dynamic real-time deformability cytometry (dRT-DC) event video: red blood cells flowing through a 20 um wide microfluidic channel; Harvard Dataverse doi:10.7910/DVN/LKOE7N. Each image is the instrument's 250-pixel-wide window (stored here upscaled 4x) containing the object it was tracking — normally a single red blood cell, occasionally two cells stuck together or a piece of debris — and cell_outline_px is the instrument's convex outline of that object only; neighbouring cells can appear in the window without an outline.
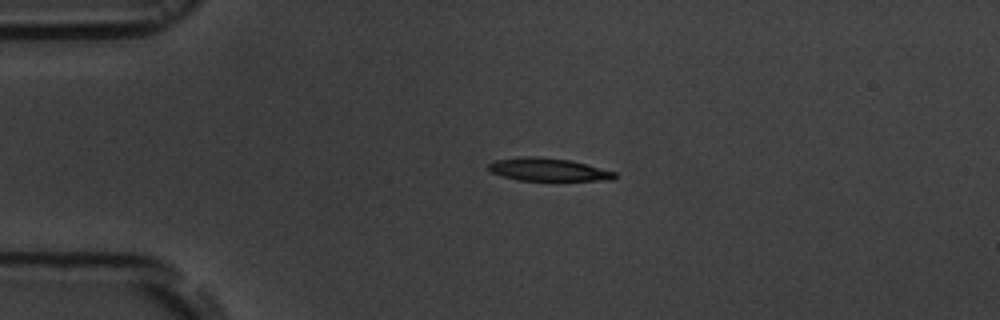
{"species": "common noctule bat (a hibernating species)", "species_latin": "Nyctalus noctula", "temperature_condition": "room temperature", "stored_images_in_passage": 4, "camera_frame_rate_fps": 3000, "um_per_image_px": 0.085, "animal": {"sex": "male", "body_mass_g": 19.5, "forearm_length_mm": 54.6}, "frame": {"image": 1, "passage_image": 3, "time_ms": 2.333, "image_size_px": [1000, 320], "cell_outline_px": [[616, 176], [612, 180], [516, 180], [492, 172], [488, 168], [488, 164], [496, 160], [524, 156], [536, 156], [572, 160], [616, 172]], "centroid_in_image_um": [46.61, 14.4], "position_along_channel_um": 38.4, "area_um2": 16.7}}